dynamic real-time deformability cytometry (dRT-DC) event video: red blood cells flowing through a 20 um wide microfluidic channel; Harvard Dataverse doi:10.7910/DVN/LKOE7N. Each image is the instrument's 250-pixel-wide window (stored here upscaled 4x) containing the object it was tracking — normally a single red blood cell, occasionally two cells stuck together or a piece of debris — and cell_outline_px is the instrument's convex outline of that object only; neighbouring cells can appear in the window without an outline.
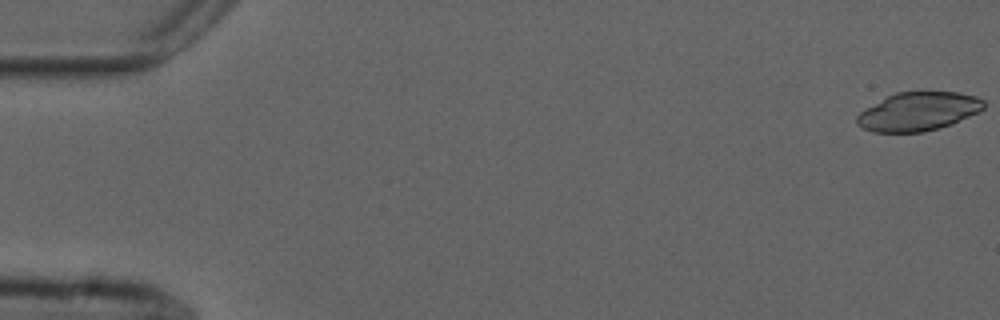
{"species": "common noctule bat (a hibernating species)", "species_latin": "Nyctalus noctula", "temperature_condition": "cold", "stored_images_in_passage": 13, "camera_frame_rate_fps": 3000, "um_per_image_px": 0.085, "animal": {"sex": "male", "forearm_length_mm": 52.5}, "frame": {"image": 1, "passage_image": 1, "time_ms": 0.0, "image_size_px": [1000, 320], "cell_outline_px": [[984, 108], [980, 112], [952, 124], [940, 128], [924, 132], [872, 132], [856, 124], [856, 116], [860, 112], [888, 96], [896, 92], [956, 92], [976, 96], [984, 100]], "centroid_in_image_um": [78.08, 9.49], "position_along_channel_um": 6.9, "area_um2": 28.5}}